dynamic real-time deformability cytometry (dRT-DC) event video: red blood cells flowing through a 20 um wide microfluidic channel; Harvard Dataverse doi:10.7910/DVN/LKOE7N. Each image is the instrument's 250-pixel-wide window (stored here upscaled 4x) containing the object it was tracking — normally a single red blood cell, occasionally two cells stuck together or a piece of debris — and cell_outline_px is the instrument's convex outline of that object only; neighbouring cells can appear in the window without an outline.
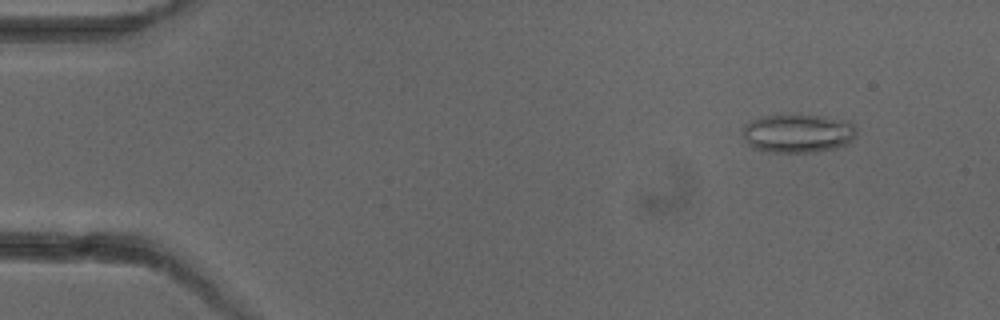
{"species": "common noctule bat (a hibernating species)", "species_latin": "Nyctalus noctula", "temperature_condition": "cold", "stored_images_in_passage": 5, "camera_frame_rate_fps": 3000, "um_per_image_px": 0.085, "animal": {"sex": "female"}, "frame": {"image": 1, "passage_image": 2, "time_ms": 1.333, "image_size_px": [1000, 320], "cell_outline_px": [[856, 136], [848, 144], [836, 148], [816, 152], [768, 152], [752, 148], [744, 140], [744, 124], [748, 120], [760, 116], [824, 116], [848, 120], [856, 128]], "centroid_in_image_um": [67.82, 11.35], "position_along_channel_um": 17.2, "area_um2": 25.78}}